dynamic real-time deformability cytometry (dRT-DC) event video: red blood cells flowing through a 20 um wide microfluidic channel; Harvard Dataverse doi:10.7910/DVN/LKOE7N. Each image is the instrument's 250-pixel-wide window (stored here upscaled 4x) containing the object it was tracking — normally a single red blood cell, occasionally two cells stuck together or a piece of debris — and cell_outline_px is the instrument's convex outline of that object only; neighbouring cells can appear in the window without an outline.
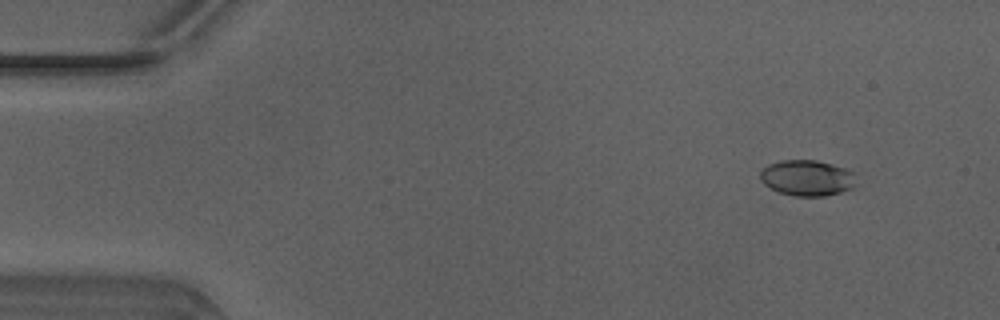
{"species": "Egyptian fruit bat (a non-hibernating species)", "species_latin": "Rousettus aegyptiacus", "temperature_condition": "warm", "stored_images_in_passage": 49, "camera_frame_rate_fps": 3000, "um_per_image_px": 0.085, "animal": {"sex": "male"}, "frame": {"image": 1, "passage_image": 4, "time_ms": 1.0, "image_size_px": [1000, 320], "cell_outline_px": [[856, 172], [852, 188], [840, 192], [824, 196], [796, 196], [780, 192], [764, 184], [760, 180], [760, 172], [768, 164], [780, 160], [816, 160], [832, 164]], "centroid_in_image_um": [68.6, 15.11], "position_along_channel_um": 16.4, "area_um2": 19.94}}
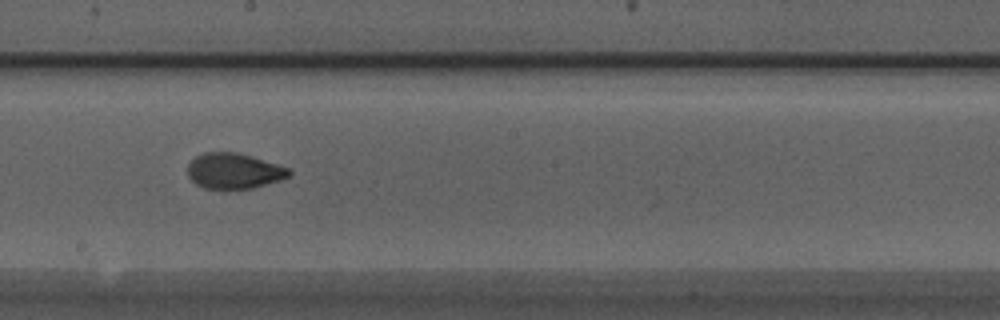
{"frame": {"image": 2, "passage_image": 27, "time_ms": 8.667, "image_size_px": [1000, 320], "cell_outline_px": [[292, 172], [288, 176], [280, 180], [252, 188], [204, 188], [196, 184], [188, 176], [188, 164], [196, 156], [204, 152], [236, 152], [252, 156], [288, 168]], "centroid_in_image_um": [19.86, 14.52], "position_along_channel_um": 228.3, "area_um2": 20.75}}
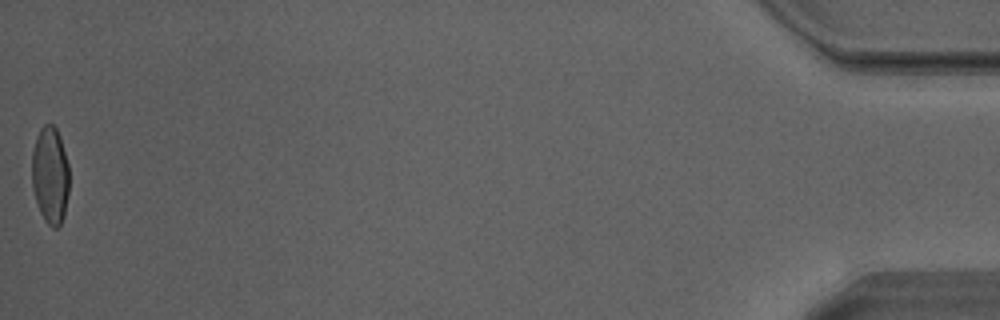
{"frame": {"image": 3, "passage_image": 49, "time_ms": 16.0, "image_size_px": [1000, 320], "cell_outline_px": [[68, 192], [64, 216], [60, 224], [56, 228], [52, 228], [44, 220], [40, 212], [32, 188], [32, 152], [36, 136], [40, 128], [44, 124], [52, 124], [56, 128], [60, 136], [68, 164]], "centroid_in_image_um": [4.25, 14.88], "position_along_channel_um": 430.9, "area_um2": 21.21}, "authors_computed_cell_mechanics": {"area_um2": 20.9236, "velocity_mm_per_s": 4.1498, "shape_relaxation_time_tau1_ms": 6.3153, "shape_relaxation_time_tau2_ms": 1.0368, "deformation_change_tau1": 0.2226, "deformation_change_tau2": 0.0616}}